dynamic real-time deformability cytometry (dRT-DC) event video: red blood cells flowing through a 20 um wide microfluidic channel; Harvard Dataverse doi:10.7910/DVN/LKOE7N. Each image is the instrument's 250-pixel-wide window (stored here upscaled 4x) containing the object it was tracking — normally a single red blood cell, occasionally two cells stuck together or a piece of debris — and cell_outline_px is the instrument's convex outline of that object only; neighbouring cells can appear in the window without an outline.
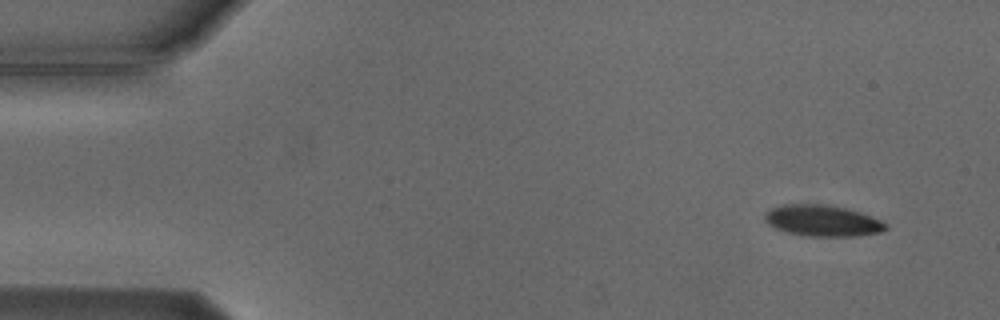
{"species": "Egyptian fruit bat (a non-hibernating species)", "species_latin": "Rousettus aegyptiacus", "temperature_condition": "cold", "stored_images_in_passage": 4, "camera_frame_rate_fps": 3000, "um_per_image_px": 0.085, "animal": {"sex": "male"}, "frame": {"image": 1, "passage_image": 1, "time_ms": 0.0, "image_size_px": [1000, 320], "cell_outline_px": [[888, 228], [880, 232], [856, 236], [804, 236], [788, 232], [776, 228], [768, 224], [764, 220], [764, 216], [772, 208], [780, 204], [828, 204], [860, 212], [872, 216], [888, 224]], "centroid_in_image_um": [69.92, 18.75], "position_along_channel_um": 15.1, "area_um2": 22.02}}
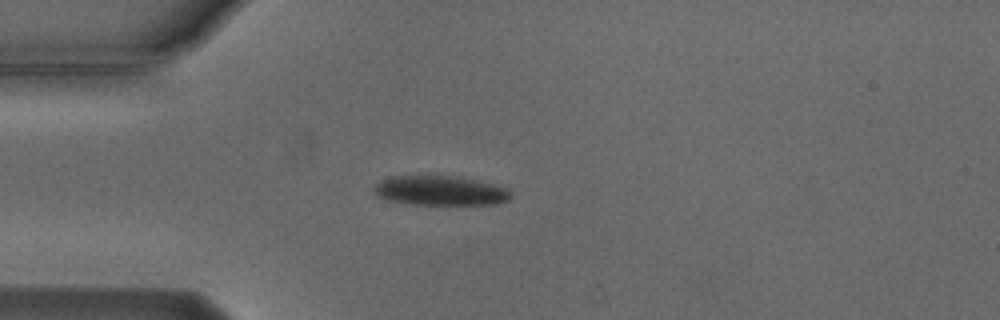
{"frame": {"image": 2, "passage_image": 4, "time_ms": 3.333, "image_size_px": [1000, 320], "cell_outline_px": [[512, 196], [508, 200], [496, 204], [408, 204], [388, 200], [376, 196], [372, 188], [380, 180], [392, 176], [460, 176], [508, 188], [512, 192]], "centroid_in_image_um": [37.41, 16.2], "position_along_channel_um": 47.6, "area_um2": 23.7}}